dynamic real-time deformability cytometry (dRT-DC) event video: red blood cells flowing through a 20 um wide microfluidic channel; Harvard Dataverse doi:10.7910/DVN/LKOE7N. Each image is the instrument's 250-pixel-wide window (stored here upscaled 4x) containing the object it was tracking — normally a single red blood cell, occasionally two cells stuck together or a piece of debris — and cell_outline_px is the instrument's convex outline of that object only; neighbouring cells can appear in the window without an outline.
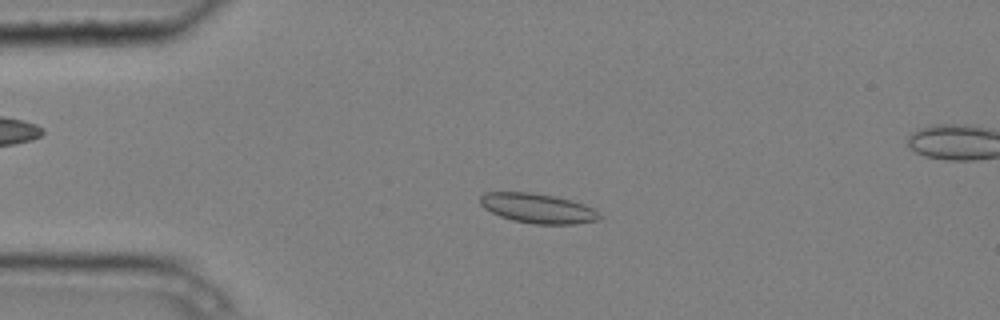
{"species": "common noctule bat (a hibernating species)", "species_latin": "Nyctalus noctula", "temperature_condition": "cold", "stored_images_in_passage": 4, "camera_frame_rate_fps": 3000, "um_per_image_px": 0.085, "animal": {"sex": "male", "body_mass_g": 20.4}, "frame": {"image": 1, "passage_image": 3, "time_ms": 0.667, "image_size_px": [1000, 320], "cell_outline_px": [[604, 216], [600, 220], [572, 224], [532, 224], [512, 220], [500, 216], [484, 208], [480, 204], [480, 196], [484, 192], [532, 192], [556, 196], [572, 200], [584, 204], [600, 212]], "centroid_in_image_um": [45.74, 17.7], "position_along_channel_um": 39.3, "area_um2": 20.92}}